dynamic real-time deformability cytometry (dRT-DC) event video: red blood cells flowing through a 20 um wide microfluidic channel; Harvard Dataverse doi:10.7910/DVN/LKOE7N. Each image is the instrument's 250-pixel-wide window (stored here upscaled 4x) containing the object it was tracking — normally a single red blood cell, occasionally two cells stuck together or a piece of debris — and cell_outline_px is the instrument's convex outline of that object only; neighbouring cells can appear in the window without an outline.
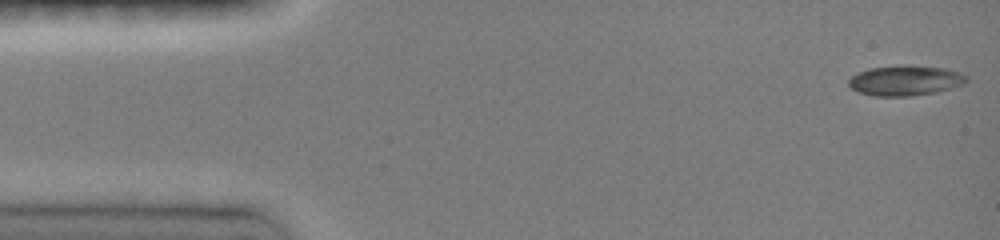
{"species": "common noctule bat (a hibernating species)", "species_latin": "Nyctalus noctula", "temperature_condition": "room temperature", "stored_images_in_passage": 16, "camera_frame_rate_fps": 3000, "um_per_image_px": 0.085, "animal": {"sex": "female", "body_mass_g": 19.0, "forearm_length_mm": 51.5}, "frame": {"image": 1, "passage_image": 1, "time_ms": 0.0, "image_size_px": [1000, 240], "cell_outline_px": [[968, 80], [964, 84], [936, 92], [908, 96], [872, 96], [860, 92], [852, 88], [848, 84], [848, 80], [856, 72], [868, 68], [900, 64], [944, 68], [960, 72], [968, 76]], "centroid_in_image_um": [76.93, 6.83], "position_along_channel_um": 8.1, "area_um2": 20.92}}
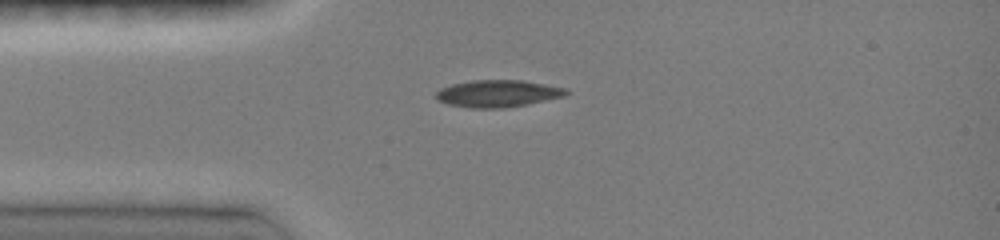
{"frame": {"image": 2, "passage_image": 7, "time_ms": 3.333, "image_size_px": [1000, 240], "cell_outline_px": [[568, 92], [564, 96], [504, 108], [472, 108], [448, 104], [440, 100], [436, 96], [436, 92], [440, 88], [452, 84], [472, 80], [520, 80], [568, 88]], "centroid_in_image_um": [42.3, 7.94], "position_along_channel_um": 42.7, "area_um2": 20.23}}
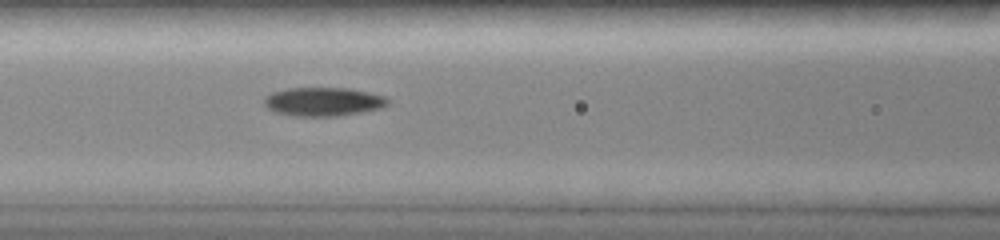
{"frame": {"image": 3, "passage_image": 12, "time_ms": 6.0, "image_size_px": [1000, 240], "cell_outline_px": [[388, 104], [380, 108], [340, 116], [292, 116], [272, 112], [264, 104], [264, 96], [272, 92], [288, 88], [348, 88], [368, 92], [384, 96], [388, 100]], "centroid_in_image_um": [27.42, 8.65], "position_along_channel_um": 139.2, "area_um2": 20.75}}